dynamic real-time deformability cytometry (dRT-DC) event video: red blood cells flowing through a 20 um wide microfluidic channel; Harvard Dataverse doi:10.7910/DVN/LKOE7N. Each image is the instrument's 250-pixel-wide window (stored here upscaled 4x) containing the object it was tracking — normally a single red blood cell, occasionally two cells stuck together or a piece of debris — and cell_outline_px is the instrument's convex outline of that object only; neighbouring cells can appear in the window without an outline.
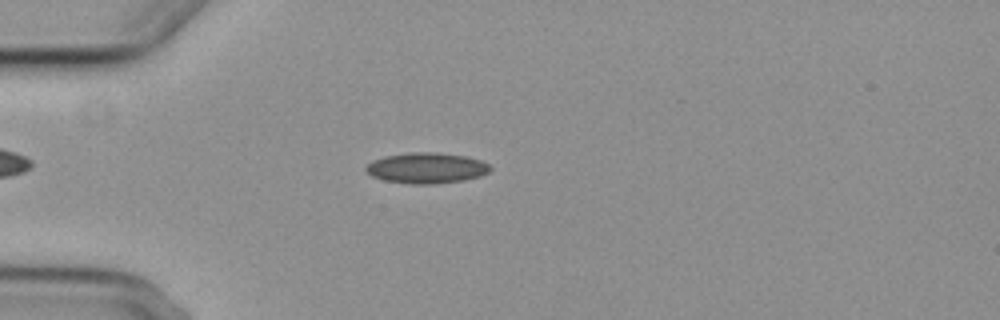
{"species": "common noctule bat (a hibernating species)", "species_latin": "Nyctalus noctula", "temperature_condition": "cold", "stored_images_in_passage": 1, "camera_frame_rate_fps": 3000, "um_per_image_px": 0.085, "animal": {"sex": "female", "body_mass_g": 29.2, "forearm_length_mm": 56.3}, "frame": {"image": 1, "passage_image": 1, "time_ms": 0.0, "image_size_px": [1000, 320], "cell_outline_px": [[492, 168], [488, 172], [480, 176], [464, 180], [432, 184], [412, 184], [384, 180], [372, 176], [364, 168], [372, 160], [384, 156], [408, 152], [436, 152], [464, 156], [480, 160], [488, 164]], "centroid_in_image_um": [36.24, 14.27], "position_along_channel_um": 48.8, "area_um2": 22.2}}